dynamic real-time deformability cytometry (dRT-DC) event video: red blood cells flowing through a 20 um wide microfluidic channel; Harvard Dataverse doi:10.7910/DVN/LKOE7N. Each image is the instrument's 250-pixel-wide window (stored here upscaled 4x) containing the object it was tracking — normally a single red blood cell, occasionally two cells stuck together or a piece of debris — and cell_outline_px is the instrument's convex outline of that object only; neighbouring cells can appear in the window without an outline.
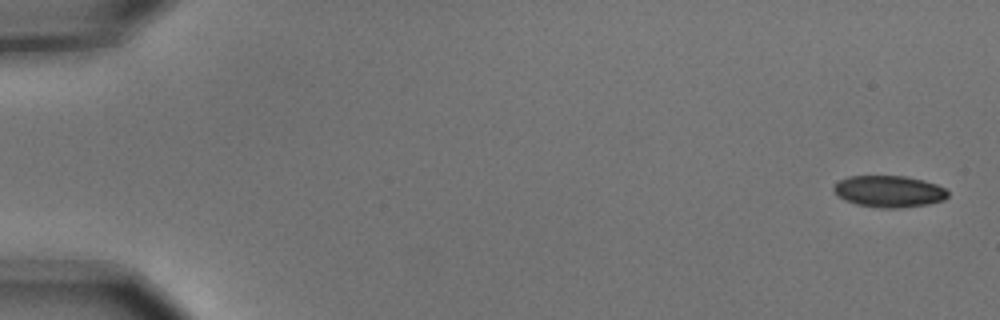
{"species": "common noctule bat (a hibernating species)", "species_latin": "Nyctalus noctula", "temperature_condition": "cold", "stored_images_in_passage": 6, "segment_of_instrument_passage": [1, 2], "camera_frame_rate_fps": 3000, "um_per_image_px": 0.085, "animal": {"sex": "male", "body_mass_g": 15.6}, "frame": {"image": 1, "passage_image": 1, "time_ms": 0.0, "image_size_px": [1000, 320], "cell_outline_px": [[948, 196], [944, 200], [928, 204], [896, 208], [880, 208], [856, 204], [844, 200], [836, 196], [832, 188], [840, 180], [848, 176], [904, 176], [924, 180], [936, 184], [944, 188], [948, 192]], "centroid_in_image_um": [75.54, 16.27], "position_along_channel_um": 9.5, "area_um2": 21.1}}
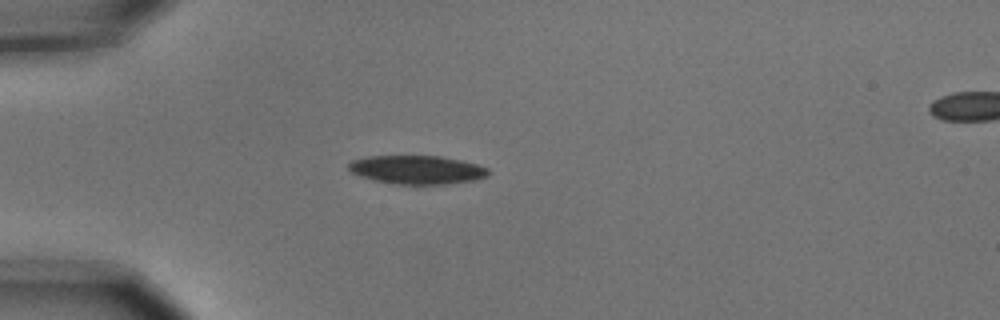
{"frame": {"image": 2, "passage_image": 5, "time_ms": 1.333, "image_size_px": [1000, 320], "cell_outline_px": [[488, 176], [476, 180], [444, 184], [396, 184], [372, 180], [360, 176], [352, 172], [348, 168], [348, 164], [352, 160], [368, 156], [440, 156], [460, 160], [476, 164], [488, 168]], "centroid_in_image_um": [35.43, 14.43], "position_along_channel_um": 49.6, "area_um2": 23.24}}